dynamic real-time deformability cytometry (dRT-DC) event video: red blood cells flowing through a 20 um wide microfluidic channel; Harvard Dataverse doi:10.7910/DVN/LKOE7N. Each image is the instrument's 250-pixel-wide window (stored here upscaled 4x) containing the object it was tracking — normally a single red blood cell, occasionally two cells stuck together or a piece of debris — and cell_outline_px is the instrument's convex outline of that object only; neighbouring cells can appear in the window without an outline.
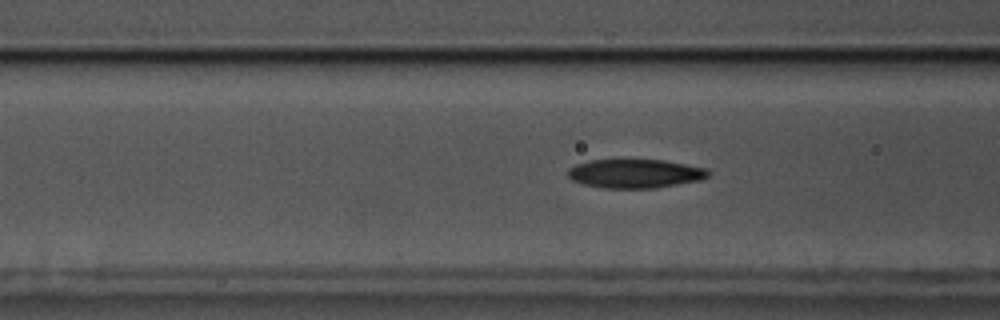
{"species": "common noctule bat (a hibernating species)", "species_latin": "Nyctalus noctula", "temperature_condition": "cold", "stored_images_in_passage": 58, "camera_frame_rate_fps": 3000, "um_per_image_px": 0.085, "animal": {"sex": "male", "body_mass_g": 17.5, "forearm_length_mm": 52.3}, "frame": {"image": 1, "passage_image": 22, "time_ms": 7.0, "image_size_px": [1000, 320], "cell_outline_px": [[712, 172], [708, 176], [700, 180], [656, 188], [604, 188], [584, 184], [572, 180], [568, 176], [568, 168], [576, 164], [588, 160], [664, 160], [708, 168]], "centroid_in_image_um": [54.01, 14.75], "position_along_channel_um": 112.6, "area_um2": 23.7}}
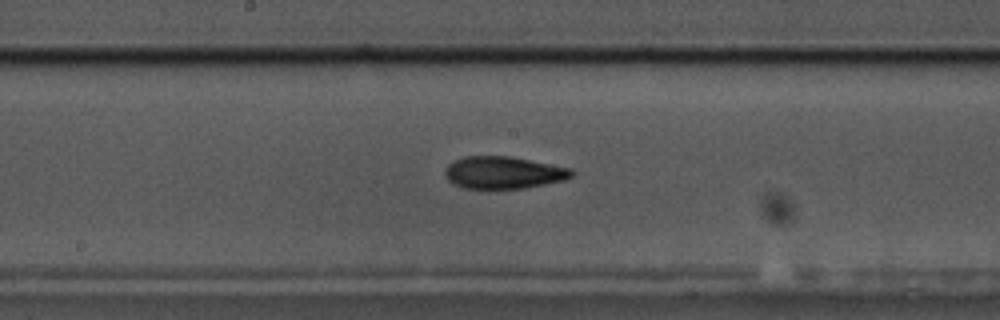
{"frame": {"image": 2, "passage_image": 30, "time_ms": 9.667, "image_size_px": [1000, 320], "cell_outline_px": [[576, 172], [572, 176], [564, 180], [524, 188], [464, 188], [448, 180], [444, 176], [444, 172], [448, 164], [464, 156], [512, 156], [572, 168]], "centroid_in_image_um": [42.82, 14.65], "position_along_channel_um": 205.4, "area_um2": 23.81}}
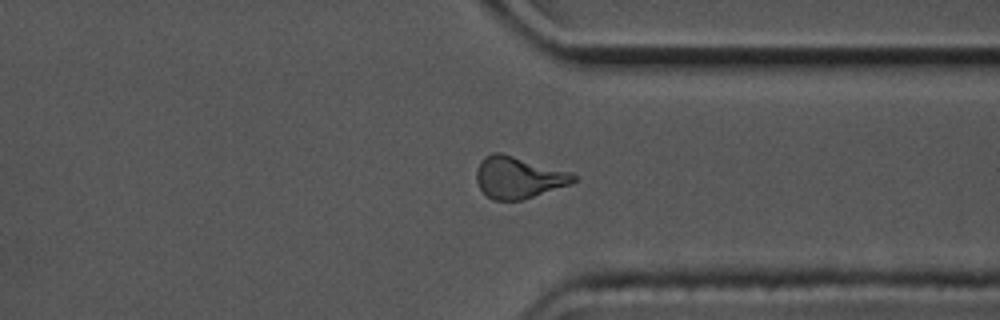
{"frame": {"image": 3, "passage_image": 44, "time_ms": 14.333, "image_size_px": [1000, 320], "cell_outline_px": [[576, 180], [568, 184], [520, 200], [492, 200], [480, 188], [476, 180], [476, 172], [480, 160], [484, 156], [492, 152], [500, 152], [572, 172], [576, 176]], "centroid_in_image_um": [44.02, 15.06], "position_along_channel_um": 367.4, "area_um2": 23.35}, "authors_computed_cell_mechanics": {"area_um2": 23.3223, "velocity_mm_per_s": 3.4824, "shape_relaxation_time_tau1_ms": 5.2018, "shape_relaxation_time_tau2_ms": 4.4327, "deformation_change_tau1": 0.1466, "deformation_change_tau2": 0.1205}}